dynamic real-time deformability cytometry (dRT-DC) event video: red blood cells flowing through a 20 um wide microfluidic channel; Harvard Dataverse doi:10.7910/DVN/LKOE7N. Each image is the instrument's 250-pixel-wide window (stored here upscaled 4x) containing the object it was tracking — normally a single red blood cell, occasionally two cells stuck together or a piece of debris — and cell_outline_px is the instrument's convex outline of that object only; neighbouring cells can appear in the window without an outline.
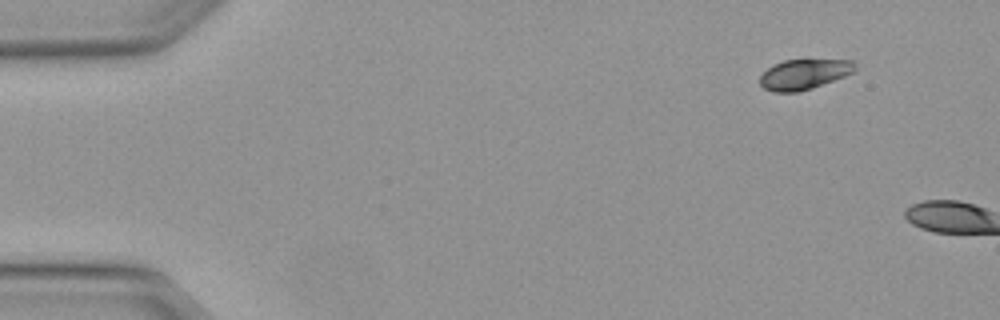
{"species": "Egyptian fruit bat (a non-hibernating species)", "species_latin": "Rousettus aegyptiacus", "temperature_condition": "warm", "stored_images_in_passage": 5, "segment_of_instrument_passage": [2, 2], "camera_frame_rate_fps": 3000, "um_per_image_px": 0.085, "animal": {"sex": "female"}, "frame": {"image": 1, "passage_image": 5, "time_ms": 1.333, "image_size_px": [1000, 320], "cell_outline_px": [[856, 68], [852, 72], [844, 76], [812, 88], [796, 92], [772, 92], [764, 88], [760, 84], [760, 76], [772, 64], [784, 60], [852, 60], [856, 64]], "centroid_in_image_um": [68.31, 6.31], "position_along_channel_um": 16.7, "area_um2": 16.59}}